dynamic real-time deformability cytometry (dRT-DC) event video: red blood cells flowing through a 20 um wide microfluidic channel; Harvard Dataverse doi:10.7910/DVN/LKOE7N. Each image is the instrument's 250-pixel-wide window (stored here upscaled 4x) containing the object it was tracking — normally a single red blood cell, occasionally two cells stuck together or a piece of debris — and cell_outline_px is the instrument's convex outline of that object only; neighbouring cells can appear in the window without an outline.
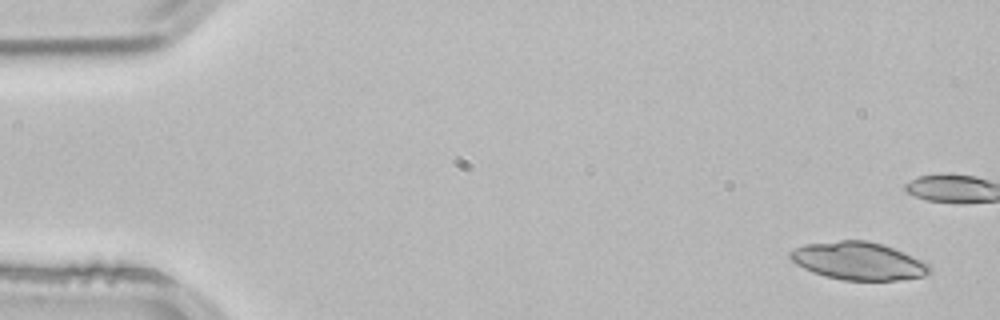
{"species": "common noctule bat (a hibernating species)", "species_latin": "Nyctalus noctula", "temperature_condition": "room temperature", "stored_images_in_passage": 5, "camera_frame_rate_fps": 3000, "um_per_image_px": 0.085, "animal": {"sex": "male", "body_mass_g": 21.5, "forearm_length_mm": 52.0}, "frame": {"image": 1, "passage_image": 1, "time_ms": 0.0, "image_size_px": [1000, 320], "cell_outline_px": [[932, 272], [924, 276], [896, 280], [844, 280], [824, 276], [812, 272], [796, 264], [788, 256], [788, 252], [804, 244], [840, 240], [868, 240], [904, 252], [928, 264], [932, 268]], "centroid_in_image_um": [72.95, 22.18], "position_along_channel_um": 12.1, "area_um2": 30.63}}